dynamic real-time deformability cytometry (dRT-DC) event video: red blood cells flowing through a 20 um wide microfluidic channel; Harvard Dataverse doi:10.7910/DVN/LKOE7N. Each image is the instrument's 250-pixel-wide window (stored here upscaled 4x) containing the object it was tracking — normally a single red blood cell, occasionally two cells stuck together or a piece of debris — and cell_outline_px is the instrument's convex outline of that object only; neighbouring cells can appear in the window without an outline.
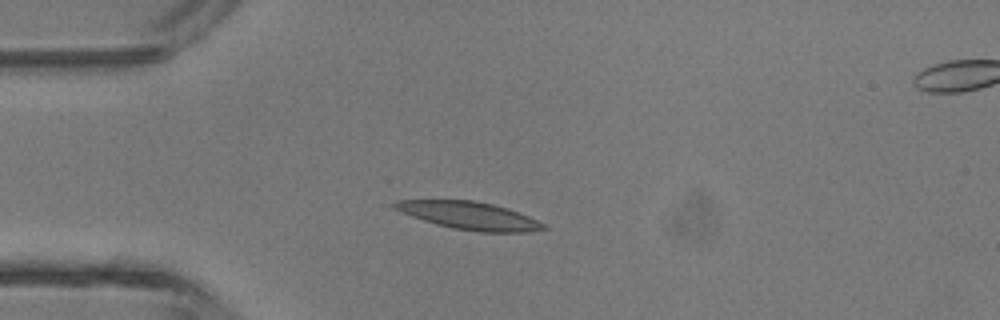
{"species": "common noctule bat (a hibernating species)", "species_latin": "Nyctalus noctula", "temperature_condition": "room temperature", "stored_images_in_passage": 4, "camera_frame_rate_fps": 3000, "um_per_image_px": 0.085, "animal": {"sex": "male", "body_mass_g": 13.3}, "frame": {"image": 1, "passage_image": 3, "time_ms": 2.333, "image_size_px": [1000, 320], "cell_outline_px": [[548, 228], [532, 232], [480, 232], [452, 228], [436, 224], [400, 212], [392, 208], [392, 204], [396, 200], [472, 200], [492, 204], [508, 208], [528, 216], [544, 224]], "centroid_in_image_um": [39.88, 18.33], "position_along_channel_um": 45.1, "area_um2": 23.99}}